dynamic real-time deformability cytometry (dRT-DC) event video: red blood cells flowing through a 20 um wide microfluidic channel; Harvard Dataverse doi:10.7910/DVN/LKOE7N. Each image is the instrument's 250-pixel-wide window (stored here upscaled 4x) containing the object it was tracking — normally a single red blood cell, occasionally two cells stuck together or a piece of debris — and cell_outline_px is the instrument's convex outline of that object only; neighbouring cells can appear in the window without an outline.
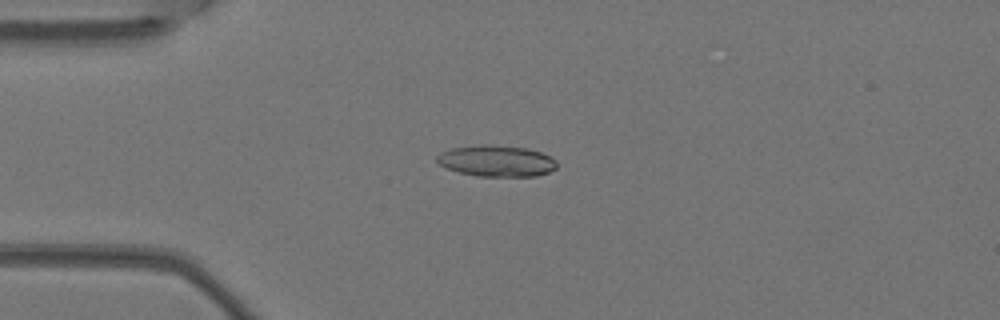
{"species": "Egyptian fruit bat (a non-hibernating species)", "species_latin": "Rousettus aegyptiacus", "temperature_condition": "warm", "stored_images_in_passage": 5, "camera_frame_rate_fps": 3000, "um_per_image_px": 0.085, "animal": {"sex": "female"}, "frame": {"image": 1, "passage_image": 4, "time_ms": 1.0, "image_size_px": [1000, 320], "cell_outline_px": [[556, 168], [548, 172], [536, 176], [476, 176], [460, 172], [448, 168], [440, 164], [436, 160], [436, 156], [440, 152], [452, 148], [480, 144], [492, 144], [528, 148], [540, 152], [556, 160]], "centroid_in_image_um": [42.19, 13.66], "position_along_channel_um": 42.8, "area_um2": 21.85}}